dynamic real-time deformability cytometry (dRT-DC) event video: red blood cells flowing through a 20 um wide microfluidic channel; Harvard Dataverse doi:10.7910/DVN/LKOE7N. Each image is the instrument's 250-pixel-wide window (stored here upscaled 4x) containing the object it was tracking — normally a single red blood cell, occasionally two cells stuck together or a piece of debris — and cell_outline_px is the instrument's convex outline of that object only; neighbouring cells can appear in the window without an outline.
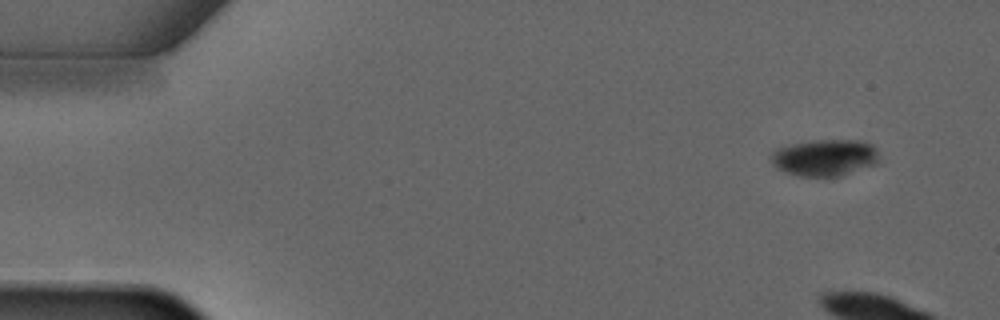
{"species": "common noctule bat (a hibernating species)", "species_latin": "Nyctalus noctula", "temperature_condition": "warm", "stored_images_in_passage": 4, "camera_frame_rate_fps": 3000, "um_per_image_px": 0.085, "animal": {"sex": "male", "forearm_length_mm": 52.5}, "frame": {"image": 1, "passage_image": 1, "time_ms": 0.0, "image_size_px": [1000, 320], "cell_outline_px": [[876, 164], [840, 176], [800, 176], [784, 172], [776, 168], [772, 164], [772, 152], [776, 148], [792, 144], [812, 140], [856, 140], [872, 144], [876, 148]], "centroid_in_image_um": [70.07, 13.4], "position_along_channel_um": 14.9, "area_um2": 22.95}}